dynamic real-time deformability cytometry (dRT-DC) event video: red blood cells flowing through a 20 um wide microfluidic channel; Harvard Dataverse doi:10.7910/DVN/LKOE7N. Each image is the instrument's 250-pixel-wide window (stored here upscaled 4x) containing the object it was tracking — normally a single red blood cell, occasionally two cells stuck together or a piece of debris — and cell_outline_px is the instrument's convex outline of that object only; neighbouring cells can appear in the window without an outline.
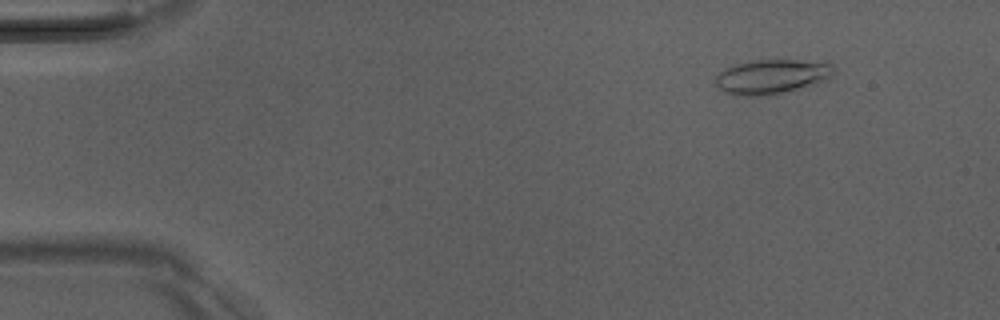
{"species": "Egyptian fruit bat (a non-hibernating species)", "species_latin": "Rousettus aegyptiacus", "temperature_condition": "room temperature", "stored_images_in_passage": 48, "camera_frame_rate_fps": 3000, "um_per_image_px": 0.085, "animal": {"sex": "male"}, "frame": {"image": 1, "passage_image": 6, "time_ms": 1.667, "image_size_px": [1000, 320], "cell_outline_px": [[832, 76], [828, 80], [816, 84], [768, 96], [732, 96], [724, 92], [716, 84], [716, 76], [720, 72], [732, 64], [752, 60], [828, 60], [832, 64]], "centroid_in_image_um": [65.62, 6.51], "position_along_channel_um": 19.4, "area_um2": 24.33}}
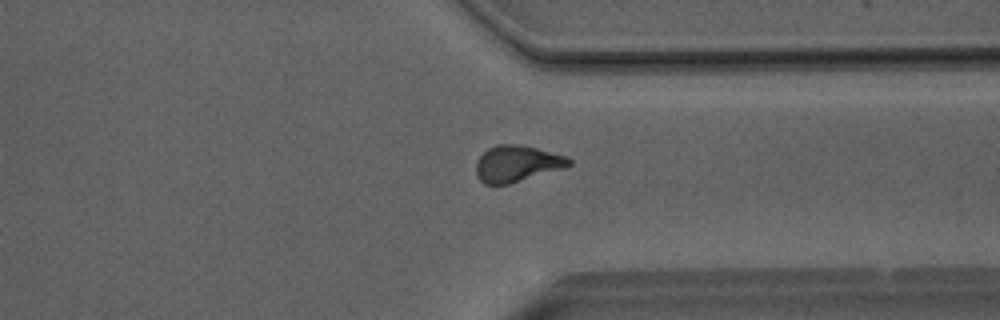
{"frame": {"image": 2, "passage_image": 39, "time_ms": 12.667, "image_size_px": [1000, 320], "cell_outline_px": [[572, 164], [564, 168], [508, 184], [484, 184], [480, 180], [476, 172], [476, 160], [488, 148], [496, 144], [516, 144], [536, 148], [568, 156], [572, 160]], "centroid_in_image_um": [43.95, 13.9], "position_along_channel_um": 367.5, "area_um2": 19.65}}
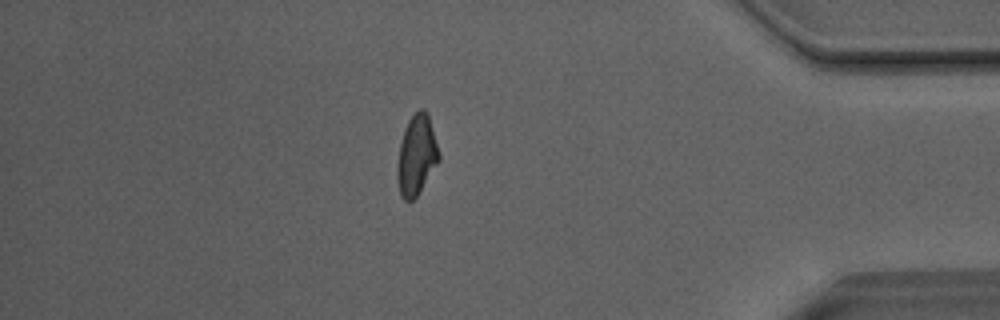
{"frame": {"image": 3, "passage_image": 44, "time_ms": 14.333, "image_size_px": [1000, 320], "cell_outline_px": [[440, 160], [416, 196], [412, 200], [404, 200], [400, 196], [396, 176], [396, 168], [400, 144], [404, 128], [408, 120], [420, 108], [424, 108], [428, 112], [440, 152]], "centroid_in_image_um": [35.41, 13.17], "position_along_channel_um": 399.8, "area_um2": 19.59}}